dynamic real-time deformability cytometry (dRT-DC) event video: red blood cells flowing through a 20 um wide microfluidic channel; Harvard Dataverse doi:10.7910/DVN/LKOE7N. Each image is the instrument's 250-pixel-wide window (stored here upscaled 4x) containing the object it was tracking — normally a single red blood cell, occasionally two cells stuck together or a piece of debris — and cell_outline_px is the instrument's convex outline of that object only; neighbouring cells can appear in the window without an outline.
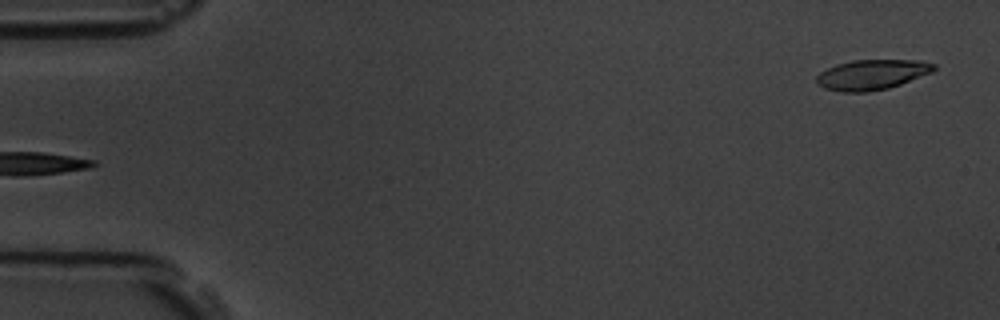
{"species": "common noctule bat (a hibernating species)", "species_latin": "Nyctalus noctula", "temperature_condition": "room temperature", "stored_images_in_passage": 7, "camera_frame_rate_fps": 3000, "um_per_image_px": 0.085, "animal": {"sex": "male", "body_mass_g": 19.5, "forearm_length_mm": 54.6}, "frame": {"image": 1, "passage_image": 7, "time_ms": 6.667, "image_size_px": [1000, 320], "cell_outline_px": [[936, 68], [932, 72], [900, 84], [888, 88], [868, 92], [844, 92], [824, 88], [816, 84], [816, 76], [820, 72], [836, 64], [852, 60], [920, 60], [936, 64]], "centroid_in_image_um": [74.1, 6.34], "position_along_channel_um": 10.9, "area_um2": 20.63}}